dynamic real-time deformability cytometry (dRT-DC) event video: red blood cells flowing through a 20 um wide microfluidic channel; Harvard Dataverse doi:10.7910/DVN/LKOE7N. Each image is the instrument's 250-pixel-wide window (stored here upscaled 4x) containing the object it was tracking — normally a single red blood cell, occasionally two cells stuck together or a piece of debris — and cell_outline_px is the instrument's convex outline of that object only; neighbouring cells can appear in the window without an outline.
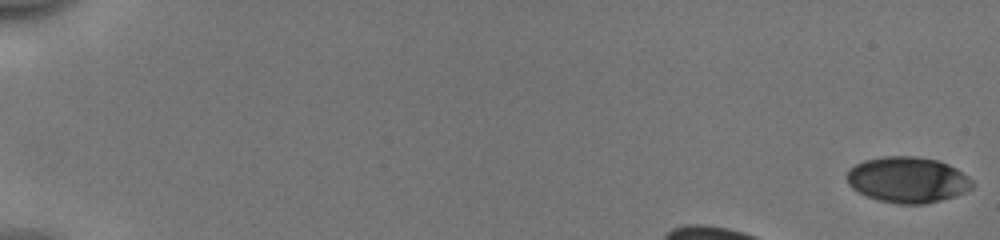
{"species": "human", "species_latin": "Homo sapiens", "temperature_condition": "cold", "stored_images_in_passage": 17, "camera_frame_rate_fps": 3000, "um_per_image_px": 0.085, "donor": {"sex": "male"}, "frame": {"image": 1, "passage_image": 1, "time_ms": 0.0, "image_size_px": [1000, 240], "cell_outline_px": [[976, 184], [972, 188], [964, 192], [940, 200], [924, 204], [896, 204], [880, 200], [868, 196], [852, 188], [848, 184], [844, 176], [848, 168], [864, 160], [884, 156], [916, 156], [936, 160], [948, 164], [956, 168], [972, 180]], "centroid_in_image_um": [77.11, 15.27], "position_along_channel_um": 7.9, "area_um2": 33.58}}
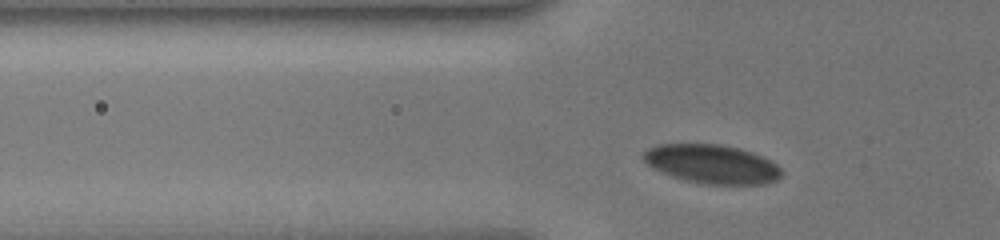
{"frame": {"image": 2, "passage_image": 13, "time_ms": 4.0, "image_size_px": [1000, 240], "cell_outline_px": [[784, 172], [776, 180], [764, 184], [708, 184], [688, 180], [652, 168], [640, 156], [640, 152], [656, 144], [720, 144], [740, 148], [752, 152], [772, 160]], "centroid_in_image_um": [60.52, 13.92], "position_along_channel_um": 65.3, "area_um2": 31.27}}
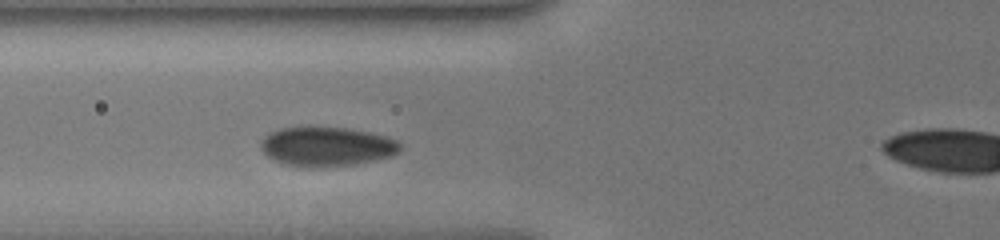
{"frame": {"image": 3, "passage_image": 16, "time_ms": 5.0, "image_size_px": [1000, 240], "cell_outline_px": [[400, 152], [392, 156], [352, 164], [312, 168], [284, 164], [268, 156], [260, 148], [260, 140], [268, 132], [280, 128], [344, 128], [368, 132], [384, 136], [396, 140], [400, 144]], "centroid_in_image_um": [27.73, 12.46], "position_along_channel_um": 98.1, "area_um2": 31.56}}